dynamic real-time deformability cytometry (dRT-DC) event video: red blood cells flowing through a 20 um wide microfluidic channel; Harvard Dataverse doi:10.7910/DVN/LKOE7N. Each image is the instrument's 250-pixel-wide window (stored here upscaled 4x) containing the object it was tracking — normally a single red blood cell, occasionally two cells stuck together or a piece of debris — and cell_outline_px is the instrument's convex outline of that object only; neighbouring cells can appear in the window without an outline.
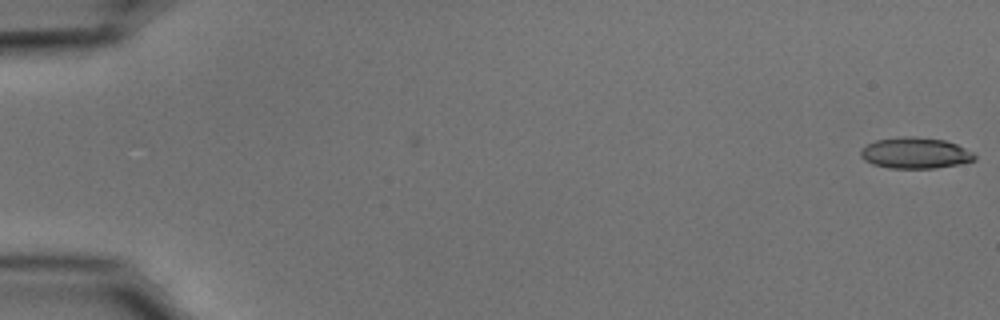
{"species": "common noctule bat (a hibernating species)", "species_latin": "Nyctalus noctula", "temperature_condition": "cold", "stored_images_in_passage": 5, "camera_frame_rate_fps": 3000, "um_per_image_px": 0.085, "animal": {"sex": "male", "body_mass_g": 15.6}, "frame": {"image": 1, "passage_image": 1, "time_ms": 0.0, "image_size_px": [1000, 320], "cell_outline_px": [[976, 160], [936, 168], [888, 168], [872, 164], [864, 160], [860, 156], [860, 148], [876, 140], [904, 136], [912, 136], [944, 140], [956, 144], [972, 152], [976, 156]], "centroid_in_image_um": [77.76, 13.01], "position_along_channel_um": 7.2, "area_um2": 20.58}}